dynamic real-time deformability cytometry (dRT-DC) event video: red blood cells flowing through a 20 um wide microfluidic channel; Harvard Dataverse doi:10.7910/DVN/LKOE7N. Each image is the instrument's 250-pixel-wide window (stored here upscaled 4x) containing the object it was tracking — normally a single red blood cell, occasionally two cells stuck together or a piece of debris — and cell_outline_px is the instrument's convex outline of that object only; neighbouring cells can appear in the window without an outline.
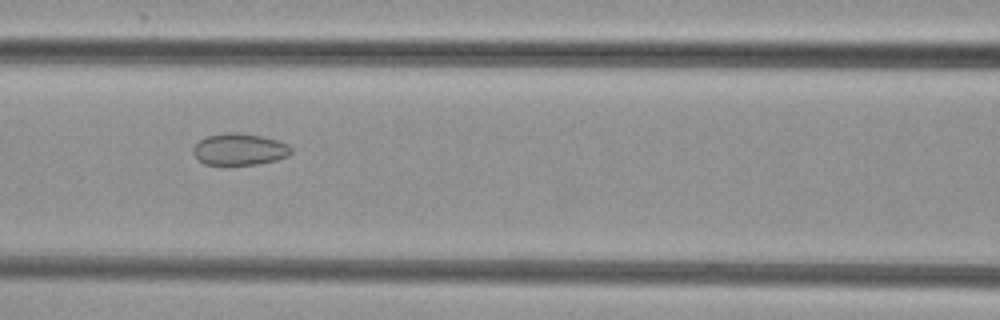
{"species": "common noctule bat (a hibernating species)", "species_latin": "Nyctalus noctula", "temperature_condition": "cold", "stored_images_in_passage": 8, "camera_frame_rate_fps": 3000, "um_per_image_px": 0.085, "animal": {"sex": "female", "body_mass_g": 29.2, "forearm_length_mm": 56.3}, "frame": {"image": 1, "passage_image": 7, "time_ms": 8.0, "image_size_px": [1000, 320], "cell_outline_px": [[292, 152], [288, 156], [276, 160], [256, 164], [204, 164], [192, 152], [192, 148], [200, 140], [208, 136], [228, 132], [236, 132], [260, 136], [276, 140], [288, 144], [292, 148]], "centroid_in_image_um": [20.37, 12.69], "position_along_channel_um": 146.2, "area_um2": 17.86}}
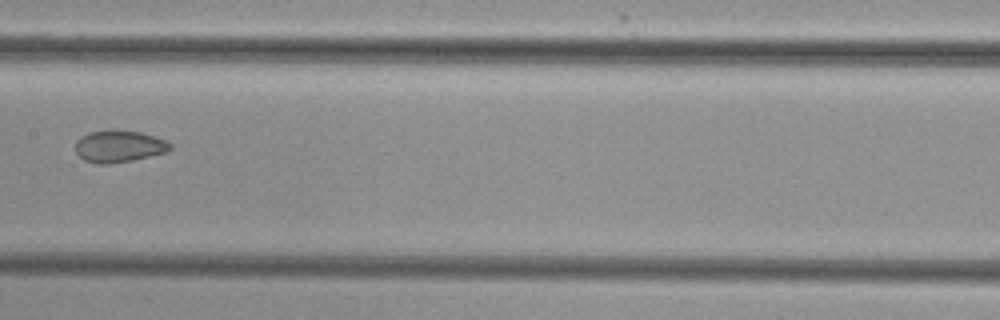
{"frame": {"image": 2, "passage_image": 8, "time_ms": 9.333, "image_size_px": [1000, 320], "cell_outline_px": [[172, 148], [164, 152], [132, 160], [108, 164], [96, 164], [84, 160], [76, 152], [76, 140], [80, 136], [88, 132], [108, 128], [112, 128], [140, 132], [168, 140], [172, 144]], "centroid_in_image_um": [10.09, 12.4], "position_along_channel_um": 197.3, "area_um2": 17.98}}